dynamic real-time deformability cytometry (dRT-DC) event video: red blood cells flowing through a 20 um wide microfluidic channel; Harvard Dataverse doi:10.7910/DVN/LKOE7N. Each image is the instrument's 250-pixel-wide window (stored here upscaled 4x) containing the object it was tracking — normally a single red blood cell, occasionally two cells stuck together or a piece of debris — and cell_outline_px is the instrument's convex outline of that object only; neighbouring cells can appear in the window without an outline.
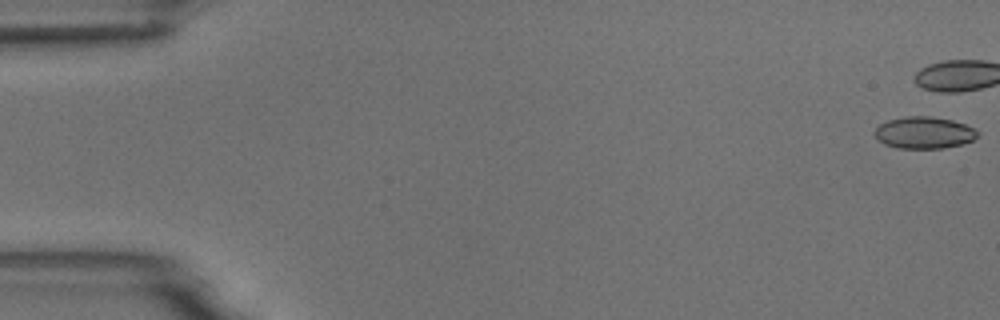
{"species": "common noctule bat (a hibernating species)", "species_latin": "Nyctalus noctula", "temperature_condition": "room temperature", "stored_images_in_passage": 15, "camera_frame_rate_fps": 3000, "um_per_image_px": 0.085, "animal": {"sex": "male", "body_mass_g": 18.8}, "frame": {"image": 1, "passage_image": 1, "time_ms": 0.0, "image_size_px": [1000, 320], "cell_outline_px": [[980, 132], [972, 140], [960, 144], [944, 148], [896, 148], [884, 144], [872, 132], [880, 124], [888, 120], [904, 116], [932, 116], [952, 120], [976, 128]], "centroid_in_image_um": [78.54, 11.27], "position_along_channel_um": 6.5, "area_um2": 19.13}}
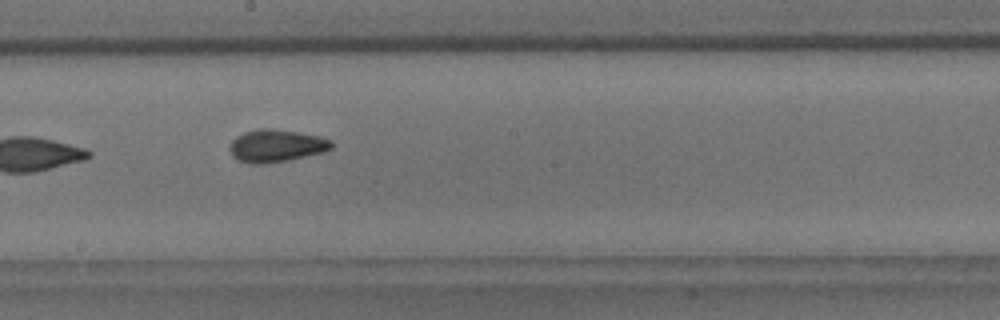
{"frame": {"image": 2, "passage_image": 9, "time_ms": 10.333, "image_size_px": [1000, 320], "cell_outline_px": [[332, 148], [324, 152], [288, 160], [264, 164], [248, 164], [236, 160], [232, 156], [228, 148], [232, 140], [236, 136], [244, 132], [260, 128], [268, 128], [300, 132], [320, 136], [332, 140]], "centroid_in_image_um": [23.45, 12.39], "position_along_channel_um": 224.8, "area_um2": 19.59}}
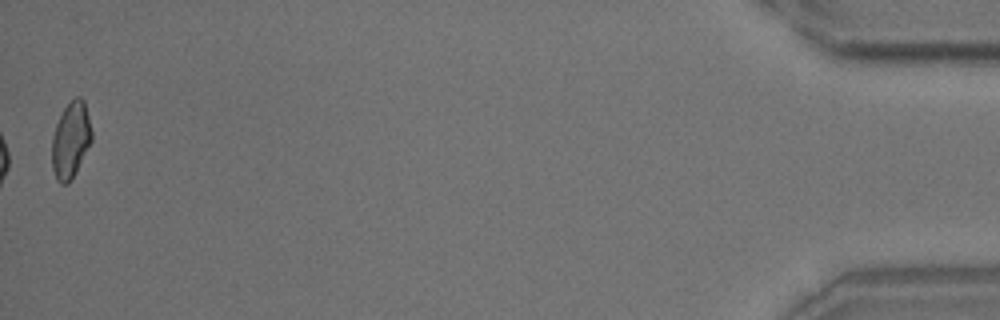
{"frame": {"image": 3, "passage_image": 15, "time_ms": 18.333, "image_size_px": [1000, 320], "cell_outline_px": [[92, 140], [68, 184], [60, 184], [56, 180], [52, 168], [52, 136], [56, 124], [64, 108], [76, 96], [80, 96], [84, 100], [92, 132]], "centroid_in_image_um": [5.99, 11.9], "position_along_channel_um": 429.2, "area_um2": 17.4}, "authors_computed_cell_mechanics": {"area_um2": 19.2474, "velocity_mm_per_s": 3.7096, "shape_relaxation_time_tau1_ms": null, "shape_relaxation_time_tau2_ms": 1.0426, "deformation_change_tau1": null, "deformation_change_tau2": 0.0351}}